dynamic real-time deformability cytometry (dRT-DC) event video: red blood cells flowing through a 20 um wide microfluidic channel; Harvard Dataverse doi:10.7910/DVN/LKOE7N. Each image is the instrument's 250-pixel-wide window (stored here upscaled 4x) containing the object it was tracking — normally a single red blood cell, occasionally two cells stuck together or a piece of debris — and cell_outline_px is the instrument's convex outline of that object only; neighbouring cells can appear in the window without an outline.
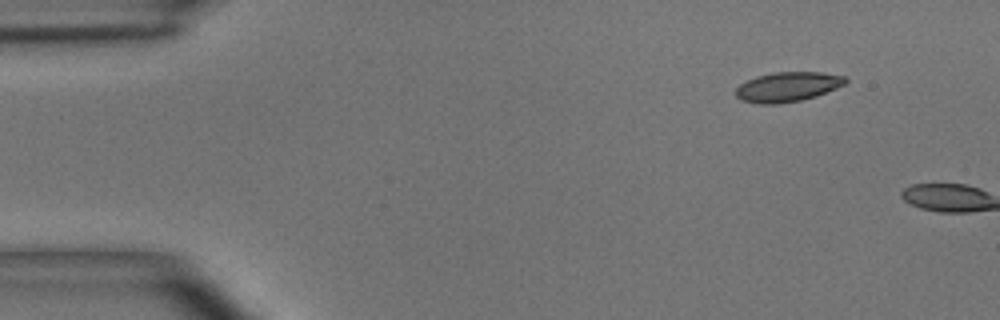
{"species": "common noctule bat (a hibernating species)", "species_latin": "Nyctalus noctula", "temperature_condition": "room temperature", "stored_images_in_passage": 2, "camera_frame_rate_fps": 3000, "um_per_image_px": 0.085, "animal": {"sex": "male", "body_mass_g": 15.6}, "frame": {"image": 1, "passage_image": 1, "time_ms": 0.0, "image_size_px": [1000, 320], "cell_outline_px": [[848, 80], [844, 84], [836, 88], [816, 96], [800, 100], [776, 104], [760, 104], [740, 100], [736, 96], [736, 88], [740, 84], [756, 76], [776, 72], [820, 72], [844, 76]], "centroid_in_image_um": [66.93, 7.38], "position_along_channel_um": 18.1, "area_um2": 18.84}}